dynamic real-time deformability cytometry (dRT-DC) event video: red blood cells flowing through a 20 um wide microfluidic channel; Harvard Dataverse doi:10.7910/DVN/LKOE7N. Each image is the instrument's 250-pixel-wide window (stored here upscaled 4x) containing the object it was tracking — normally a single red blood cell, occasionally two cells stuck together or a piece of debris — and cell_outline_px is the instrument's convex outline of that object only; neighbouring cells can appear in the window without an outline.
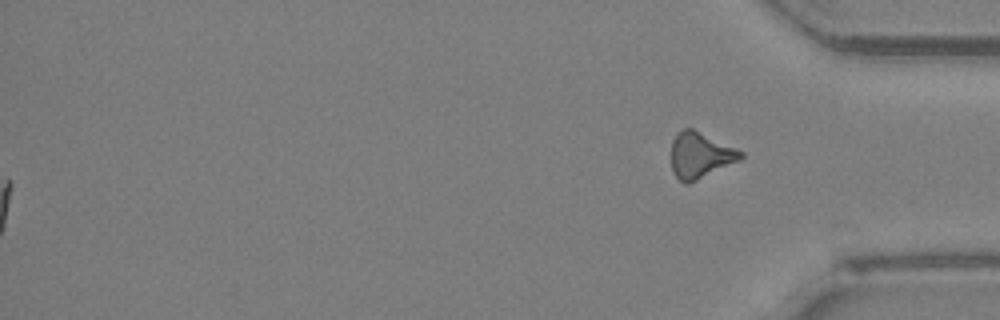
{"species": "Egyptian fruit bat (a non-hibernating species)", "species_latin": "Rousettus aegyptiacus", "temperature_condition": "room temperature", "stored_images_in_passage": 53, "segment_of_instrument_passage": [2, 2], "camera_frame_rate_fps": 3000, "um_per_image_px": 0.085, "animal": {"sex": "female"}, "frame": {"image": 1, "passage_image": 53, "time_ms": 17.333, "image_size_px": [1000, 320], "cell_outline_px": [[744, 156], [740, 160], [688, 184], [684, 184], [672, 172], [672, 140], [676, 132], [684, 128], [692, 128], [736, 148], [744, 152]], "centroid_in_image_um": [59.51, 13.19], "position_along_channel_um": 375.7, "area_um2": 18.55}}